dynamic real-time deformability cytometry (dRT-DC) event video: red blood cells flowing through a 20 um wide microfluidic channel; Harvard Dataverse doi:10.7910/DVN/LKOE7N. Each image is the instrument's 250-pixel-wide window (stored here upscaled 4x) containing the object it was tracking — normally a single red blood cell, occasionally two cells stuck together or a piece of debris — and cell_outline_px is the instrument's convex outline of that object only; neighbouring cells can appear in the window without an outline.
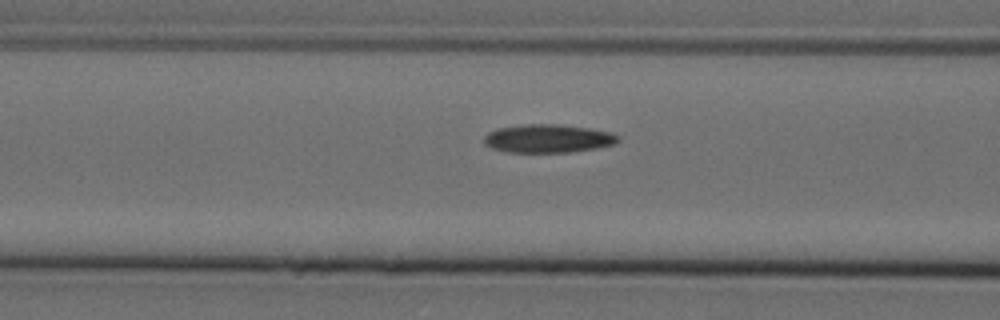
{"species": "Egyptian fruit bat (a non-hibernating species)", "species_latin": "Rousettus aegyptiacus", "temperature_condition": "cold", "stored_images_in_passage": 21, "camera_frame_rate_fps": 3000, "um_per_image_px": 0.085, "animal": {"sex": "female"}, "frame": {"image": 1, "passage_image": 15, "time_ms": 4.667, "image_size_px": [1000, 320], "cell_outline_px": [[620, 140], [616, 144], [596, 148], [568, 152], [508, 152], [492, 148], [484, 144], [484, 136], [488, 132], [496, 128], [524, 124], [560, 124], [588, 128], [612, 132], [620, 136]], "centroid_in_image_um": [46.59, 11.77], "position_along_channel_um": 120.0, "area_um2": 22.31}}
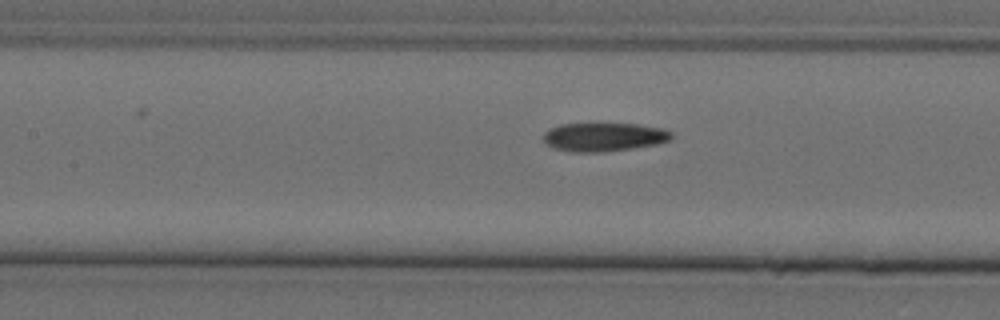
{"frame": {"image": 2, "passage_image": 18, "time_ms": 5.667, "image_size_px": [1000, 320], "cell_outline_px": [[672, 136], [668, 140], [656, 144], [632, 148], [600, 152], [572, 152], [552, 148], [544, 144], [544, 132], [560, 124], [600, 120], [636, 124], [664, 128], [672, 132]], "centroid_in_image_um": [51.28, 11.59], "position_along_channel_um": 156.1, "area_um2": 22.37}}